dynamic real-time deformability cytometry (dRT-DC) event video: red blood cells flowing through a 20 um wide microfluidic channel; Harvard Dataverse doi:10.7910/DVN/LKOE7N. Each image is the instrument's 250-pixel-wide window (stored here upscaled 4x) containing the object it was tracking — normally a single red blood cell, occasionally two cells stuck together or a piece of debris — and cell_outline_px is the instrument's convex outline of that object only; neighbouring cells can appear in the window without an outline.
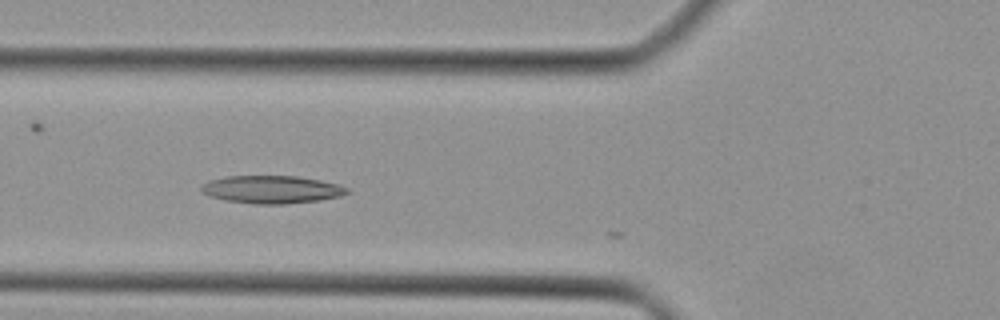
{"species": "Egyptian fruit bat (a non-hibernating species)", "species_latin": "Rousettus aegyptiacus", "temperature_condition": "cold", "stored_images_in_passage": 8, "camera_frame_rate_fps": 3000, "um_per_image_px": 0.085, "animal": {"sex": "female"}, "frame": {"image": 1, "passage_image": 2, "time_ms": 0.333, "image_size_px": [1000, 320], "cell_outline_px": [[352, 192], [340, 196], [316, 200], [284, 204], [252, 204], [224, 200], [208, 196], [200, 192], [200, 184], [208, 180], [228, 176], [296, 176], [320, 180], [340, 184], [348, 188]], "centroid_in_image_um": [23.05, 16.1], "position_along_channel_um": 102.8, "area_um2": 23.87}}
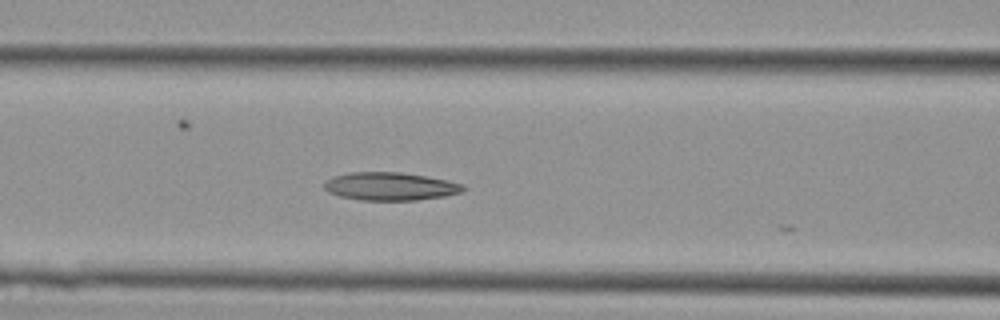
{"frame": {"image": 2, "passage_image": 4, "time_ms": 1.0, "image_size_px": [1000, 320], "cell_outline_px": [[464, 188], [460, 192], [444, 196], [416, 200], [360, 200], [340, 196], [328, 192], [324, 188], [324, 184], [332, 176], [348, 172], [400, 172], [424, 176], [464, 184]], "centroid_in_image_um": [33.12, 15.84], "position_along_channel_um": 133.5, "area_um2": 22.48}}
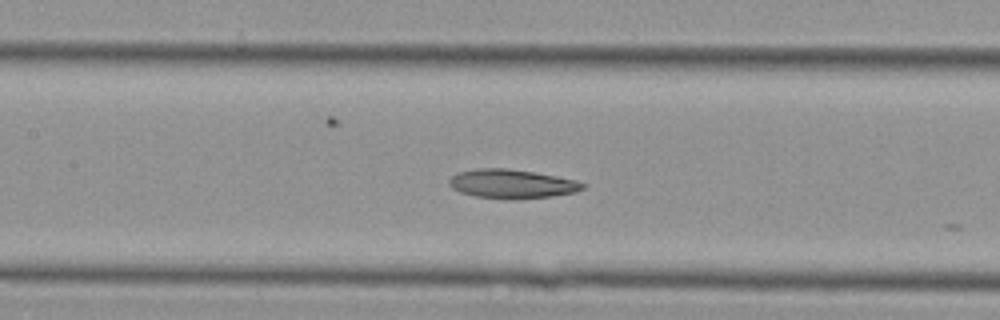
{"frame": {"image": 3, "passage_image": 6, "time_ms": 1.667, "image_size_px": [1000, 320], "cell_outline_px": [[584, 188], [576, 192], [552, 196], [476, 196], [460, 192], [452, 188], [448, 184], [448, 180], [452, 176], [460, 172], [476, 168], [508, 168], [556, 176], [576, 180], [584, 184]], "centroid_in_image_um": [43.48, 15.57], "position_along_channel_um": 163.9, "area_um2": 21.44}}